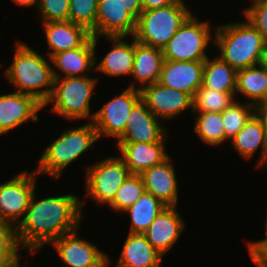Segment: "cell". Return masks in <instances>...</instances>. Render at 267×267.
<instances>
[{"label": "cell", "mask_w": 267, "mask_h": 267, "mask_svg": "<svg viewBox=\"0 0 267 267\" xmlns=\"http://www.w3.org/2000/svg\"><path fill=\"white\" fill-rule=\"evenodd\" d=\"M186 228L185 219L177 211V206H167L150 224L143 233L150 244L164 257L169 252L177 240L181 238Z\"/></svg>", "instance_id": "obj_17"}, {"label": "cell", "mask_w": 267, "mask_h": 267, "mask_svg": "<svg viewBox=\"0 0 267 267\" xmlns=\"http://www.w3.org/2000/svg\"><path fill=\"white\" fill-rule=\"evenodd\" d=\"M46 43L50 49L45 54H54L81 47L92 35L85 27L71 21H52L42 23Z\"/></svg>", "instance_id": "obj_22"}, {"label": "cell", "mask_w": 267, "mask_h": 267, "mask_svg": "<svg viewBox=\"0 0 267 267\" xmlns=\"http://www.w3.org/2000/svg\"><path fill=\"white\" fill-rule=\"evenodd\" d=\"M231 147L245 160H251L259 153L257 168H263L267 159V133L255 114L245 126L230 140Z\"/></svg>", "instance_id": "obj_24"}, {"label": "cell", "mask_w": 267, "mask_h": 267, "mask_svg": "<svg viewBox=\"0 0 267 267\" xmlns=\"http://www.w3.org/2000/svg\"><path fill=\"white\" fill-rule=\"evenodd\" d=\"M184 0H142L143 11L165 7L175 3H184Z\"/></svg>", "instance_id": "obj_37"}, {"label": "cell", "mask_w": 267, "mask_h": 267, "mask_svg": "<svg viewBox=\"0 0 267 267\" xmlns=\"http://www.w3.org/2000/svg\"><path fill=\"white\" fill-rule=\"evenodd\" d=\"M127 234L114 267H162L163 256L150 244L144 234L129 232Z\"/></svg>", "instance_id": "obj_25"}, {"label": "cell", "mask_w": 267, "mask_h": 267, "mask_svg": "<svg viewBox=\"0 0 267 267\" xmlns=\"http://www.w3.org/2000/svg\"><path fill=\"white\" fill-rule=\"evenodd\" d=\"M164 122L158 119L140 99L132 108L124 132L117 142H166L169 135Z\"/></svg>", "instance_id": "obj_13"}, {"label": "cell", "mask_w": 267, "mask_h": 267, "mask_svg": "<svg viewBox=\"0 0 267 267\" xmlns=\"http://www.w3.org/2000/svg\"><path fill=\"white\" fill-rule=\"evenodd\" d=\"M98 41L99 37L91 36L81 47L54 54L50 58L53 77H85L95 71Z\"/></svg>", "instance_id": "obj_16"}, {"label": "cell", "mask_w": 267, "mask_h": 267, "mask_svg": "<svg viewBox=\"0 0 267 267\" xmlns=\"http://www.w3.org/2000/svg\"><path fill=\"white\" fill-rule=\"evenodd\" d=\"M265 166H267V159H266V161H265L263 167L265 168Z\"/></svg>", "instance_id": "obj_45"}, {"label": "cell", "mask_w": 267, "mask_h": 267, "mask_svg": "<svg viewBox=\"0 0 267 267\" xmlns=\"http://www.w3.org/2000/svg\"><path fill=\"white\" fill-rule=\"evenodd\" d=\"M235 99V92H219L202 85L193 97V112L222 113Z\"/></svg>", "instance_id": "obj_31"}, {"label": "cell", "mask_w": 267, "mask_h": 267, "mask_svg": "<svg viewBox=\"0 0 267 267\" xmlns=\"http://www.w3.org/2000/svg\"><path fill=\"white\" fill-rule=\"evenodd\" d=\"M254 115V105L234 100L222 113L225 141H230Z\"/></svg>", "instance_id": "obj_30"}, {"label": "cell", "mask_w": 267, "mask_h": 267, "mask_svg": "<svg viewBox=\"0 0 267 267\" xmlns=\"http://www.w3.org/2000/svg\"><path fill=\"white\" fill-rule=\"evenodd\" d=\"M242 95L245 102L253 105L265 99L267 73L259 65L237 70L235 99Z\"/></svg>", "instance_id": "obj_26"}, {"label": "cell", "mask_w": 267, "mask_h": 267, "mask_svg": "<svg viewBox=\"0 0 267 267\" xmlns=\"http://www.w3.org/2000/svg\"><path fill=\"white\" fill-rule=\"evenodd\" d=\"M173 157L149 168L141 174L145 192L151 193L166 206H178V181Z\"/></svg>", "instance_id": "obj_19"}, {"label": "cell", "mask_w": 267, "mask_h": 267, "mask_svg": "<svg viewBox=\"0 0 267 267\" xmlns=\"http://www.w3.org/2000/svg\"><path fill=\"white\" fill-rule=\"evenodd\" d=\"M99 0H69V21L85 27L96 37V17Z\"/></svg>", "instance_id": "obj_33"}, {"label": "cell", "mask_w": 267, "mask_h": 267, "mask_svg": "<svg viewBox=\"0 0 267 267\" xmlns=\"http://www.w3.org/2000/svg\"><path fill=\"white\" fill-rule=\"evenodd\" d=\"M252 262L257 267H267V251H248Z\"/></svg>", "instance_id": "obj_39"}, {"label": "cell", "mask_w": 267, "mask_h": 267, "mask_svg": "<svg viewBox=\"0 0 267 267\" xmlns=\"http://www.w3.org/2000/svg\"><path fill=\"white\" fill-rule=\"evenodd\" d=\"M19 264H21L20 259H12L11 261L0 263V267H17Z\"/></svg>", "instance_id": "obj_43"}, {"label": "cell", "mask_w": 267, "mask_h": 267, "mask_svg": "<svg viewBox=\"0 0 267 267\" xmlns=\"http://www.w3.org/2000/svg\"><path fill=\"white\" fill-rule=\"evenodd\" d=\"M142 12V0H99L96 37L133 36Z\"/></svg>", "instance_id": "obj_9"}, {"label": "cell", "mask_w": 267, "mask_h": 267, "mask_svg": "<svg viewBox=\"0 0 267 267\" xmlns=\"http://www.w3.org/2000/svg\"><path fill=\"white\" fill-rule=\"evenodd\" d=\"M110 257L109 255H107L100 263H98L96 266L94 267H109L110 265ZM65 267V266H63Z\"/></svg>", "instance_id": "obj_44"}, {"label": "cell", "mask_w": 267, "mask_h": 267, "mask_svg": "<svg viewBox=\"0 0 267 267\" xmlns=\"http://www.w3.org/2000/svg\"><path fill=\"white\" fill-rule=\"evenodd\" d=\"M78 230L67 233L51 244L65 267H94L108 254L86 239H82Z\"/></svg>", "instance_id": "obj_15"}, {"label": "cell", "mask_w": 267, "mask_h": 267, "mask_svg": "<svg viewBox=\"0 0 267 267\" xmlns=\"http://www.w3.org/2000/svg\"><path fill=\"white\" fill-rule=\"evenodd\" d=\"M237 70L219 56L204 61L202 86L219 92H235Z\"/></svg>", "instance_id": "obj_27"}, {"label": "cell", "mask_w": 267, "mask_h": 267, "mask_svg": "<svg viewBox=\"0 0 267 267\" xmlns=\"http://www.w3.org/2000/svg\"><path fill=\"white\" fill-rule=\"evenodd\" d=\"M140 92L147 108L164 123L189 109L193 112V97L186 92L168 88L159 82L144 87Z\"/></svg>", "instance_id": "obj_12"}, {"label": "cell", "mask_w": 267, "mask_h": 267, "mask_svg": "<svg viewBox=\"0 0 267 267\" xmlns=\"http://www.w3.org/2000/svg\"><path fill=\"white\" fill-rule=\"evenodd\" d=\"M186 3L143 11L137 18L133 37L145 46L162 49L193 14Z\"/></svg>", "instance_id": "obj_6"}, {"label": "cell", "mask_w": 267, "mask_h": 267, "mask_svg": "<svg viewBox=\"0 0 267 267\" xmlns=\"http://www.w3.org/2000/svg\"><path fill=\"white\" fill-rule=\"evenodd\" d=\"M213 35L218 56L236 70L258 65L267 43L247 19L216 25Z\"/></svg>", "instance_id": "obj_3"}, {"label": "cell", "mask_w": 267, "mask_h": 267, "mask_svg": "<svg viewBox=\"0 0 267 267\" xmlns=\"http://www.w3.org/2000/svg\"><path fill=\"white\" fill-rule=\"evenodd\" d=\"M22 248L18 242L16 226L1 222L0 223V263L21 259ZM20 257V258H19Z\"/></svg>", "instance_id": "obj_34"}, {"label": "cell", "mask_w": 267, "mask_h": 267, "mask_svg": "<svg viewBox=\"0 0 267 267\" xmlns=\"http://www.w3.org/2000/svg\"><path fill=\"white\" fill-rule=\"evenodd\" d=\"M99 140L93 122L64 130L59 137L43 150L34 171L40 176L61 178L68 166L78 160Z\"/></svg>", "instance_id": "obj_4"}, {"label": "cell", "mask_w": 267, "mask_h": 267, "mask_svg": "<svg viewBox=\"0 0 267 267\" xmlns=\"http://www.w3.org/2000/svg\"><path fill=\"white\" fill-rule=\"evenodd\" d=\"M196 115L195 134L209 146H219L225 142V130L223 127L221 113L218 112H192Z\"/></svg>", "instance_id": "obj_29"}, {"label": "cell", "mask_w": 267, "mask_h": 267, "mask_svg": "<svg viewBox=\"0 0 267 267\" xmlns=\"http://www.w3.org/2000/svg\"><path fill=\"white\" fill-rule=\"evenodd\" d=\"M163 62L162 49L145 46L134 38V62L131 74L134 80L128 87L141 91L144 87L158 82ZM135 82L140 86H136Z\"/></svg>", "instance_id": "obj_23"}, {"label": "cell", "mask_w": 267, "mask_h": 267, "mask_svg": "<svg viewBox=\"0 0 267 267\" xmlns=\"http://www.w3.org/2000/svg\"><path fill=\"white\" fill-rule=\"evenodd\" d=\"M46 58L27 43L18 41L13 61L4 71L5 79L14 90L34 96L43 105L50 99L54 85L51 60Z\"/></svg>", "instance_id": "obj_2"}, {"label": "cell", "mask_w": 267, "mask_h": 267, "mask_svg": "<svg viewBox=\"0 0 267 267\" xmlns=\"http://www.w3.org/2000/svg\"><path fill=\"white\" fill-rule=\"evenodd\" d=\"M242 14L267 41V0L251 2V5L245 8Z\"/></svg>", "instance_id": "obj_36"}, {"label": "cell", "mask_w": 267, "mask_h": 267, "mask_svg": "<svg viewBox=\"0 0 267 267\" xmlns=\"http://www.w3.org/2000/svg\"><path fill=\"white\" fill-rule=\"evenodd\" d=\"M258 65L267 73V43L264 46Z\"/></svg>", "instance_id": "obj_42"}, {"label": "cell", "mask_w": 267, "mask_h": 267, "mask_svg": "<svg viewBox=\"0 0 267 267\" xmlns=\"http://www.w3.org/2000/svg\"><path fill=\"white\" fill-rule=\"evenodd\" d=\"M211 26L192 14L163 48L164 60L205 61L209 44H214Z\"/></svg>", "instance_id": "obj_7"}, {"label": "cell", "mask_w": 267, "mask_h": 267, "mask_svg": "<svg viewBox=\"0 0 267 267\" xmlns=\"http://www.w3.org/2000/svg\"><path fill=\"white\" fill-rule=\"evenodd\" d=\"M97 79L89 76L54 78L52 95L44 108L51 103V112L62 118L69 121L88 118L93 122L95 112L91 113L90 102L96 92Z\"/></svg>", "instance_id": "obj_5"}, {"label": "cell", "mask_w": 267, "mask_h": 267, "mask_svg": "<svg viewBox=\"0 0 267 267\" xmlns=\"http://www.w3.org/2000/svg\"><path fill=\"white\" fill-rule=\"evenodd\" d=\"M85 168V197L99 204L109 205L117 190L131 174L120 156H109L88 164ZM102 205V206H101Z\"/></svg>", "instance_id": "obj_8"}, {"label": "cell", "mask_w": 267, "mask_h": 267, "mask_svg": "<svg viewBox=\"0 0 267 267\" xmlns=\"http://www.w3.org/2000/svg\"><path fill=\"white\" fill-rule=\"evenodd\" d=\"M37 12L42 23L69 21V0H39Z\"/></svg>", "instance_id": "obj_35"}, {"label": "cell", "mask_w": 267, "mask_h": 267, "mask_svg": "<svg viewBox=\"0 0 267 267\" xmlns=\"http://www.w3.org/2000/svg\"><path fill=\"white\" fill-rule=\"evenodd\" d=\"M43 108L42 103L28 94L16 91L0 95V136L30 120L37 122L38 112Z\"/></svg>", "instance_id": "obj_14"}, {"label": "cell", "mask_w": 267, "mask_h": 267, "mask_svg": "<svg viewBox=\"0 0 267 267\" xmlns=\"http://www.w3.org/2000/svg\"><path fill=\"white\" fill-rule=\"evenodd\" d=\"M145 192V186L141 175L130 174L117 190L109 207L115 212H124L136 202Z\"/></svg>", "instance_id": "obj_32"}, {"label": "cell", "mask_w": 267, "mask_h": 267, "mask_svg": "<svg viewBox=\"0 0 267 267\" xmlns=\"http://www.w3.org/2000/svg\"><path fill=\"white\" fill-rule=\"evenodd\" d=\"M167 206L154 195L144 192L139 199L127 208L124 214L130 218L129 233L143 234L159 213Z\"/></svg>", "instance_id": "obj_28"}, {"label": "cell", "mask_w": 267, "mask_h": 267, "mask_svg": "<svg viewBox=\"0 0 267 267\" xmlns=\"http://www.w3.org/2000/svg\"><path fill=\"white\" fill-rule=\"evenodd\" d=\"M254 114L260 120L267 133V100H262L254 105Z\"/></svg>", "instance_id": "obj_38"}, {"label": "cell", "mask_w": 267, "mask_h": 267, "mask_svg": "<svg viewBox=\"0 0 267 267\" xmlns=\"http://www.w3.org/2000/svg\"><path fill=\"white\" fill-rule=\"evenodd\" d=\"M111 43L110 50L98 61L95 54V72L103 73L107 77L131 76L134 62V37L125 36L102 37Z\"/></svg>", "instance_id": "obj_21"}, {"label": "cell", "mask_w": 267, "mask_h": 267, "mask_svg": "<svg viewBox=\"0 0 267 267\" xmlns=\"http://www.w3.org/2000/svg\"><path fill=\"white\" fill-rule=\"evenodd\" d=\"M12 3H15L19 7H32L36 6V9L38 7L39 0H11Z\"/></svg>", "instance_id": "obj_41"}, {"label": "cell", "mask_w": 267, "mask_h": 267, "mask_svg": "<svg viewBox=\"0 0 267 267\" xmlns=\"http://www.w3.org/2000/svg\"><path fill=\"white\" fill-rule=\"evenodd\" d=\"M37 197L35 190L24 219L16 227L18 242L24 251L27 249V257L62 235L81 228L84 219L86 202L73 192L39 200Z\"/></svg>", "instance_id": "obj_1"}, {"label": "cell", "mask_w": 267, "mask_h": 267, "mask_svg": "<svg viewBox=\"0 0 267 267\" xmlns=\"http://www.w3.org/2000/svg\"><path fill=\"white\" fill-rule=\"evenodd\" d=\"M119 156L131 174L141 175L144 171L162 163L170 155L166 152L167 142H116ZM121 153V154H120Z\"/></svg>", "instance_id": "obj_20"}, {"label": "cell", "mask_w": 267, "mask_h": 267, "mask_svg": "<svg viewBox=\"0 0 267 267\" xmlns=\"http://www.w3.org/2000/svg\"><path fill=\"white\" fill-rule=\"evenodd\" d=\"M204 61L164 60L158 82L194 97L202 85Z\"/></svg>", "instance_id": "obj_18"}, {"label": "cell", "mask_w": 267, "mask_h": 267, "mask_svg": "<svg viewBox=\"0 0 267 267\" xmlns=\"http://www.w3.org/2000/svg\"><path fill=\"white\" fill-rule=\"evenodd\" d=\"M33 170H24L12 179L0 183V220L18 226L24 219L31 197L36 189L37 177ZM22 217V218H21Z\"/></svg>", "instance_id": "obj_10"}, {"label": "cell", "mask_w": 267, "mask_h": 267, "mask_svg": "<svg viewBox=\"0 0 267 267\" xmlns=\"http://www.w3.org/2000/svg\"><path fill=\"white\" fill-rule=\"evenodd\" d=\"M265 238L257 241H247L248 251H267V221L265 226Z\"/></svg>", "instance_id": "obj_40"}, {"label": "cell", "mask_w": 267, "mask_h": 267, "mask_svg": "<svg viewBox=\"0 0 267 267\" xmlns=\"http://www.w3.org/2000/svg\"><path fill=\"white\" fill-rule=\"evenodd\" d=\"M141 99V92L131 87L123 89L95 112L93 119L98 138H118L125 130L133 106Z\"/></svg>", "instance_id": "obj_11"}]
</instances>
